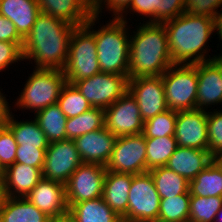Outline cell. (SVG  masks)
Wrapping results in <instances>:
<instances>
[{"mask_svg":"<svg viewBox=\"0 0 222 222\" xmlns=\"http://www.w3.org/2000/svg\"><path fill=\"white\" fill-rule=\"evenodd\" d=\"M207 111L208 151L214 157L222 152V110Z\"/></svg>","mask_w":222,"mask_h":222,"instance_id":"d590c367","label":"cell"},{"mask_svg":"<svg viewBox=\"0 0 222 222\" xmlns=\"http://www.w3.org/2000/svg\"><path fill=\"white\" fill-rule=\"evenodd\" d=\"M51 222H74L69 215L62 217V218H57V219H52Z\"/></svg>","mask_w":222,"mask_h":222,"instance_id":"f907efd6","label":"cell"},{"mask_svg":"<svg viewBox=\"0 0 222 222\" xmlns=\"http://www.w3.org/2000/svg\"><path fill=\"white\" fill-rule=\"evenodd\" d=\"M12 111L9 109L5 125L11 130L15 137L18 147H35L36 149H47L49 141L45 133L40 129L37 120H20L14 119Z\"/></svg>","mask_w":222,"mask_h":222,"instance_id":"cb8c5ba5","label":"cell"},{"mask_svg":"<svg viewBox=\"0 0 222 222\" xmlns=\"http://www.w3.org/2000/svg\"><path fill=\"white\" fill-rule=\"evenodd\" d=\"M106 166L82 163L65 184L68 209L83 201L103 196Z\"/></svg>","mask_w":222,"mask_h":222,"instance_id":"30bf717a","label":"cell"},{"mask_svg":"<svg viewBox=\"0 0 222 222\" xmlns=\"http://www.w3.org/2000/svg\"><path fill=\"white\" fill-rule=\"evenodd\" d=\"M128 91L136 99L144 122L169 109L162 76L129 79Z\"/></svg>","mask_w":222,"mask_h":222,"instance_id":"5bb4252c","label":"cell"},{"mask_svg":"<svg viewBox=\"0 0 222 222\" xmlns=\"http://www.w3.org/2000/svg\"><path fill=\"white\" fill-rule=\"evenodd\" d=\"M46 149L35 147H17L15 162L43 169Z\"/></svg>","mask_w":222,"mask_h":222,"instance_id":"60d3db41","label":"cell"},{"mask_svg":"<svg viewBox=\"0 0 222 222\" xmlns=\"http://www.w3.org/2000/svg\"><path fill=\"white\" fill-rule=\"evenodd\" d=\"M0 176H3V170L0 167Z\"/></svg>","mask_w":222,"mask_h":222,"instance_id":"f5cc1de1","label":"cell"},{"mask_svg":"<svg viewBox=\"0 0 222 222\" xmlns=\"http://www.w3.org/2000/svg\"><path fill=\"white\" fill-rule=\"evenodd\" d=\"M24 43L0 41V72L13 63L24 61L22 47ZM21 60V61H20Z\"/></svg>","mask_w":222,"mask_h":222,"instance_id":"ab89813d","label":"cell"},{"mask_svg":"<svg viewBox=\"0 0 222 222\" xmlns=\"http://www.w3.org/2000/svg\"><path fill=\"white\" fill-rule=\"evenodd\" d=\"M198 90L197 109L207 111L212 105H222V80L219 67L212 61L196 64ZM211 105V106H210Z\"/></svg>","mask_w":222,"mask_h":222,"instance_id":"ac0fdd59","label":"cell"},{"mask_svg":"<svg viewBox=\"0 0 222 222\" xmlns=\"http://www.w3.org/2000/svg\"><path fill=\"white\" fill-rule=\"evenodd\" d=\"M82 163L74 140L50 142L45 151L42 177L66 184Z\"/></svg>","mask_w":222,"mask_h":222,"instance_id":"7c38bea8","label":"cell"},{"mask_svg":"<svg viewBox=\"0 0 222 222\" xmlns=\"http://www.w3.org/2000/svg\"><path fill=\"white\" fill-rule=\"evenodd\" d=\"M95 36L85 27H76L70 37L69 53L63 72L68 83L91 77L101 72L97 59Z\"/></svg>","mask_w":222,"mask_h":222,"instance_id":"8992f818","label":"cell"},{"mask_svg":"<svg viewBox=\"0 0 222 222\" xmlns=\"http://www.w3.org/2000/svg\"><path fill=\"white\" fill-rule=\"evenodd\" d=\"M51 219L68 215L65 184L42 178L25 197Z\"/></svg>","mask_w":222,"mask_h":222,"instance_id":"2e32d148","label":"cell"},{"mask_svg":"<svg viewBox=\"0 0 222 222\" xmlns=\"http://www.w3.org/2000/svg\"><path fill=\"white\" fill-rule=\"evenodd\" d=\"M40 11L73 26H84L93 12V0H37Z\"/></svg>","mask_w":222,"mask_h":222,"instance_id":"d6986e66","label":"cell"},{"mask_svg":"<svg viewBox=\"0 0 222 222\" xmlns=\"http://www.w3.org/2000/svg\"><path fill=\"white\" fill-rule=\"evenodd\" d=\"M42 169L14 163L3 171L8 197H26L42 179Z\"/></svg>","mask_w":222,"mask_h":222,"instance_id":"7402d4cb","label":"cell"},{"mask_svg":"<svg viewBox=\"0 0 222 222\" xmlns=\"http://www.w3.org/2000/svg\"><path fill=\"white\" fill-rule=\"evenodd\" d=\"M214 22H215V31H217V33L215 34H218L217 36L219 37V41L220 39L222 41V10H220V12L219 11L217 12Z\"/></svg>","mask_w":222,"mask_h":222,"instance_id":"7dc6e473","label":"cell"},{"mask_svg":"<svg viewBox=\"0 0 222 222\" xmlns=\"http://www.w3.org/2000/svg\"><path fill=\"white\" fill-rule=\"evenodd\" d=\"M222 207V196L190 198V222H214Z\"/></svg>","mask_w":222,"mask_h":222,"instance_id":"836d02e7","label":"cell"},{"mask_svg":"<svg viewBox=\"0 0 222 222\" xmlns=\"http://www.w3.org/2000/svg\"><path fill=\"white\" fill-rule=\"evenodd\" d=\"M103 127H105V110L92 107L76 117L67 118V139L74 140L79 136Z\"/></svg>","mask_w":222,"mask_h":222,"instance_id":"f546056e","label":"cell"},{"mask_svg":"<svg viewBox=\"0 0 222 222\" xmlns=\"http://www.w3.org/2000/svg\"><path fill=\"white\" fill-rule=\"evenodd\" d=\"M100 19L93 14L84 26L95 36L101 72L128 75L131 36L128 21L113 17L96 31L93 26Z\"/></svg>","mask_w":222,"mask_h":222,"instance_id":"277c9868","label":"cell"},{"mask_svg":"<svg viewBox=\"0 0 222 222\" xmlns=\"http://www.w3.org/2000/svg\"><path fill=\"white\" fill-rule=\"evenodd\" d=\"M142 21L130 36L129 79L161 76L173 65L164 25Z\"/></svg>","mask_w":222,"mask_h":222,"instance_id":"3957f363","label":"cell"},{"mask_svg":"<svg viewBox=\"0 0 222 222\" xmlns=\"http://www.w3.org/2000/svg\"><path fill=\"white\" fill-rule=\"evenodd\" d=\"M51 220L25 197H8L0 209V222H51Z\"/></svg>","mask_w":222,"mask_h":222,"instance_id":"484cf974","label":"cell"},{"mask_svg":"<svg viewBox=\"0 0 222 222\" xmlns=\"http://www.w3.org/2000/svg\"><path fill=\"white\" fill-rule=\"evenodd\" d=\"M190 193L160 199L158 222H181L189 220Z\"/></svg>","mask_w":222,"mask_h":222,"instance_id":"1f68e13d","label":"cell"},{"mask_svg":"<svg viewBox=\"0 0 222 222\" xmlns=\"http://www.w3.org/2000/svg\"><path fill=\"white\" fill-rule=\"evenodd\" d=\"M68 215L74 222H123L122 218L108 206L103 197L72 205L68 209Z\"/></svg>","mask_w":222,"mask_h":222,"instance_id":"d4e9b609","label":"cell"},{"mask_svg":"<svg viewBox=\"0 0 222 222\" xmlns=\"http://www.w3.org/2000/svg\"><path fill=\"white\" fill-rule=\"evenodd\" d=\"M8 199L6 185L3 176H0V209L4 206Z\"/></svg>","mask_w":222,"mask_h":222,"instance_id":"bcb514c9","label":"cell"},{"mask_svg":"<svg viewBox=\"0 0 222 222\" xmlns=\"http://www.w3.org/2000/svg\"><path fill=\"white\" fill-rule=\"evenodd\" d=\"M219 7H222V0H185L184 12L215 19Z\"/></svg>","mask_w":222,"mask_h":222,"instance_id":"f35d334b","label":"cell"},{"mask_svg":"<svg viewBox=\"0 0 222 222\" xmlns=\"http://www.w3.org/2000/svg\"><path fill=\"white\" fill-rule=\"evenodd\" d=\"M161 1L162 0H132L130 6L118 18L127 21L125 16L133 12L136 14L138 13V16L142 15V17H149V20H146L149 23H160Z\"/></svg>","mask_w":222,"mask_h":222,"instance_id":"8d00e7d4","label":"cell"},{"mask_svg":"<svg viewBox=\"0 0 222 222\" xmlns=\"http://www.w3.org/2000/svg\"><path fill=\"white\" fill-rule=\"evenodd\" d=\"M117 136L106 127L88 132L74 139L83 163L106 166L110 160Z\"/></svg>","mask_w":222,"mask_h":222,"instance_id":"e0dca14e","label":"cell"},{"mask_svg":"<svg viewBox=\"0 0 222 222\" xmlns=\"http://www.w3.org/2000/svg\"><path fill=\"white\" fill-rule=\"evenodd\" d=\"M214 222H222V207L221 209L218 211V213L216 214V218Z\"/></svg>","mask_w":222,"mask_h":222,"instance_id":"816d5d0a","label":"cell"},{"mask_svg":"<svg viewBox=\"0 0 222 222\" xmlns=\"http://www.w3.org/2000/svg\"><path fill=\"white\" fill-rule=\"evenodd\" d=\"M190 196H222V170L213 160L194 179L189 181Z\"/></svg>","mask_w":222,"mask_h":222,"instance_id":"4316f807","label":"cell"},{"mask_svg":"<svg viewBox=\"0 0 222 222\" xmlns=\"http://www.w3.org/2000/svg\"><path fill=\"white\" fill-rule=\"evenodd\" d=\"M212 161L213 156L208 150L178 146L166 167L190 181Z\"/></svg>","mask_w":222,"mask_h":222,"instance_id":"ffe728a7","label":"cell"},{"mask_svg":"<svg viewBox=\"0 0 222 222\" xmlns=\"http://www.w3.org/2000/svg\"><path fill=\"white\" fill-rule=\"evenodd\" d=\"M75 28L40 12L31 32L24 39L23 59L34 60V68L63 70L68 58L70 37Z\"/></svg>","mask_w":222,"mask_h":222,"instance_id":"6da1fadb","label":"cell"},{"mask_svg":"<svg viewBox=\"0 0 222 222\" xmlns=\"http://www.w3.org/2000/svg\"><path fill=\"white\" fill-rule=\"evenodd\" d=\"M146 151L142 133L117 137L106 170L133 175L146 173Z\"/></svg>","mask_w":222,"mask_h":222,"instance_id":"8fae6325","label":"cell"},{"mask_svg":"<svg viewBox=\"0 0 222 222\" xmlns=\"http://www.w3.org/2000/svg\"><path fill=\"white\" fill-rule=\"evenodd\" d=\"M218 55V56H217ZM214 56L212 61L219 67L222 80V52Z\"/></svg>","mask_w":222,"mask_h":222,"instance_id":"c3c4849f","label":"cell"},{"mask_svg":"<svg viewBox=\"0 0 222 222\" xmlns=\"http://www.w3.org/2000/svg\"><path fill=\"white\" fill-rule=\"evenodd\" d=\"M148 172L154 180L160 199L189 192V181L166 166L157 167Z\"/></svg>","mask_w":222,"mask_h":222,"instance_id":"f1b7e54d","label":"cell"},{"mask_svg":"<svg viewBox=\"0 0 222 222\" xmlns=\"http://www.w3.org/2000/svg\"><path fill=\"white\" fill-rule=\"evenodd\" d=\"M168 108L172 111L197 109L196 64H173L161 75Z\"/></svg>","mask_w":222,"mask_h":222,"instance_id":"52a82bcc","label":"cell"},{"mask_svg":"<svg viewBox=\"0 0 222 222\" xmlns=\"http://www.w3.org/2000/svg\"><path fill=\"white\" fill-rule=\"evenodd\" d=\"M66 82L63 70L34 68L15 102V108L29 109L35 114L57 103Z\"/></svg>","mask_w":222,"mask_h":222,"instance_id":"5b68a950","label":"cell"},{"mask_svg":"<svg viewBox=\"0 0 222 222\" xmlns=\"http://www.w3.org/2000/svg\"><path fill=\"white\" fill-rule=\"evenodd\" d=\"M184 5L185 0H162L160 3V24L182 14Z\"/></svg>","mask_w":222,"mask_h":222,"instance_id":"7bdbcfd3","label":"cell"},{"mask_svg":"<svg viewBox=\"0 0 222 222\" xmlns=\"http://www.w3.org/2000/svg\"><path fill=\"white\" fill-rule=\"evenodd\" d=\"M128 75L100 72L74 85L94 108L106 109L128 91Z\"/></svg>","mask_w":222,"mask_h":222,"instance_id":"9c48e42d","label":"cell"},{"mask_svg":"<svg viewBox=\"0 0 222 222\" xmlns=\"http://www.w3.org/2000/svg\"><path fill=\"white\" fill-rule=\"evenodd\" d=\"M213 160L217 163V165H218V166L221 168V170H222V152L216 154V155L213 157Z\"/></svg>","mask_w":222,"mask_h":222,"instance_id":"681fc988","label":"cell"},{"mask_svg":"<svg viewBox=\"0 0 222 222\" xmlns=\"http://www.w3.org/2000/svg\"><path fill=\"white\" fill-rule=\"evenodd\" d=\"M177 112L170 109L149 118L144 122L143 132L145 138L174 136Z\"/></svg>","mask_w":222,"mask_h":222,"instance_id":"e575fe53","label":"cell"},{"mask_svg":"<svg viewBox=\"0 0 222 222\" xmlns=\"http://www.w3.org/2000/svg\"><path fill=\"white\" fill-rule=\"evenodd\" d=\"M143 125L139 105L129 91L105 109V127L117 137L141 134Z\"/></svg>","mask_w":222,"mask_h":222,"instance_id":"4fadbf2b","label":"cell"},{"mask_svg":"<svg viewBox=\"0 0 222 222\" xmlns=\"http://www.w3.org/2000/svg\"><path fill=\"white\" fill-rule=\"evenodd\" d=\"M17 147L13 133L4 124L0 128V167L3 171L15 163Z\"/></svg>","mask_w":222,"mask_h":222,"instance_id":"74e56055","label":"cell"},{"mask_svg":"<svg viewBox=\"0 0 222 222\" xmlns=\"http://www.w3.org/2000/svg\"><path fill=\"white\" fill-rule=\"evenodd\" d=\"M162 24L166 29L173 64L193 65L214 58V55H208V58L210 49L206 45L215 32L213 18L183 12Z\"/></svg>","mask_w":222,"mask_h":222,"instance_id":"7a4b0ae2","label":"cell"},{"mask_svg":"<svg viewBox=\"0 0 222 222\" xmlns=\"http://www.w3.org/2000/svg\"><path fill=\"white\" fill-rule=\"evenodd\" d=\"M131 2L132 0H94L93 12L95 15L100 16L103 13V9L106 8L108 9L107 11L113 13L112 17L118 18L130 6Z\"/></svg>","mask_w":222,"mask_h":222,"instance_id":"b9f144b4","label":"cell"},{"mask_svg":"<svg viewBox=\"0 0 222 222\" xmlns=\"http://www.w3.org/2000/svg\"><path fill=\"white\" fill-rule=\"evenodd\" d=\"M146 172L157 167L166 166L170 156L178 147L175 136L145 138Z\"/></svg>","mask_w":222,"mask_h":222,"instance_id":"4dcf8cb0","label":"cell"},{"mask_svg":"<svg viewBox=\"0 0 222 222\" xmlns=\"http://www.w3.org/2000/svg\"><path fill=\"white\" fill-rule=\"evenodd\" d=\"M0 41L24 43V38L17 32L16 26L0 15Z\"/></svg>","mask_w":222,"mask_h":222,"instance_id":"ee69618b","label":"cell"},{"mask_svg":"<svg viewBox=\"0 0 222 222\" xmlns=\"http://www.w3.org/2000/svg\"><path fill=\"white\" fill-rule=\"evenodd\" d=\"M133 174L108 171L104 180L103 199L122 219L127 215L128 197Z\"/></svg>","mask_w":222,"mask_h":222,"instance_id":"603a6c76","label":"cell"},{"mask_svg":"<svg viewBox=\"0 0 222 222\" xmlns=\"http://www.w3.org/2000/svg\"><path fill=\"white\" fill-rule=\"evenodd\" d=\"M40 12L37 0H0V15L9 19L24 39Z\"/></svg>","mask_w":222,"mask_h":222,"instance_id":"44dd1931","label":"cell"},{"mask_svg":"<svg viewBox=\"0 0 222 222\" xmlns=\"http://www.w3.org/2000/svg\"><path fill=\"white\" fill-rule=\"evenodd\" d=\"M174 136L178 146L208 150L207 111L177 112Z\"/></svg>","mask_w":222,"mask_h":222,"instance_id":"9a60e30c","label":"cell"},{"mask_svg":"<svg viewBox=\"0 0 222 222\" xmlns=\"http://www.w3.org/2000/svg\"><path fill=\"white\" fill-rule=\"evenodd\" d=\"M57 104L67 118L76 117L92 108L78 88L68 82L62 88Z\"/></svg>","mask_w":222,"mask_h":222,"instance_id":"d6a6232c","label":"cell"},{"mask_svg":"<svg viewBox=\"0 0 222 222\" xmlns=\"http://www.w3.org/2000/svg\"><path fill=\"white\" fill-rule=\"evenodd\" d=\"M160 196L149 172L133 175L123 222H158Z\"/></svg>","mask_w":222,"mask_h":222,"instance_id":"ba28073f","label":"cell"},{"mask_svg":"<svg viewBox=\"0 0 222 222\" xmlns=\"http://www.w3.org/2000/svg\"><path fill=\"white\" fill-rule=\"evenodd\" d=\"M34 116L49 142L67 140V117L57 103L36 112Z\"/></svg>","mask_w":222,"mask_h":222,"instance_id":"83f0119b","label":"cell"},{"mask_svg":"<svg viewBox=\"0 0 222 222\" xmlns=\"http://www.w3.org/2000/svg\"><path fill=\"white\" fill-rule=\"evenodd\" d=\"M3 94L0 90V128L5 124L6 115L10 109L9 102L6 101V95Z\"/></svg>","mask_w":222,"mask_h":222,"instance_id":"f6af8a7d","label":"cell"}]
</instances>
